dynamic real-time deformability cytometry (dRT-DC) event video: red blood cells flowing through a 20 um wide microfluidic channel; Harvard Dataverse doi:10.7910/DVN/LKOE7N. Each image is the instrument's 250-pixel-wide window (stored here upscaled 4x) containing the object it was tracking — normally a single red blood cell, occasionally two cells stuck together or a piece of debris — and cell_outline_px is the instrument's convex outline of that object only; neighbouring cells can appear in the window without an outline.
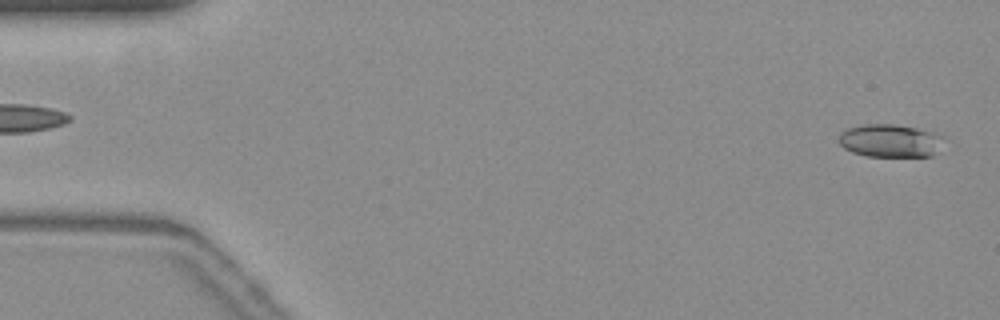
{"species": "common noctule bat (a hibernating species)", "species_latin": "Nyctalus noctula", "temperature_condition": "warm", "stored_images_in_passage": 14, "camera_frame_rate_fps": 3000, "um_per_image_px": 0.085, "animal": {"sex": "female", "body_mass_g": 19.3, "forearm_length_mm": 54.1}, "frame": {"image": 1, "passage_image": 2, "time_ms": 0.333, "image_size_px": [1000, 320], "cell_outline_px": [[948, 136], [932, 156], [864, 156], [852, 152], [844, 148], [836, 140], [840, 132], [848, 128], [864, 124], [892, 124], [912, 128]], "centroid_in_image_um": [75.63, 11.96], "position_along_channel_um": 9.4, "area_um2": 20.23}}